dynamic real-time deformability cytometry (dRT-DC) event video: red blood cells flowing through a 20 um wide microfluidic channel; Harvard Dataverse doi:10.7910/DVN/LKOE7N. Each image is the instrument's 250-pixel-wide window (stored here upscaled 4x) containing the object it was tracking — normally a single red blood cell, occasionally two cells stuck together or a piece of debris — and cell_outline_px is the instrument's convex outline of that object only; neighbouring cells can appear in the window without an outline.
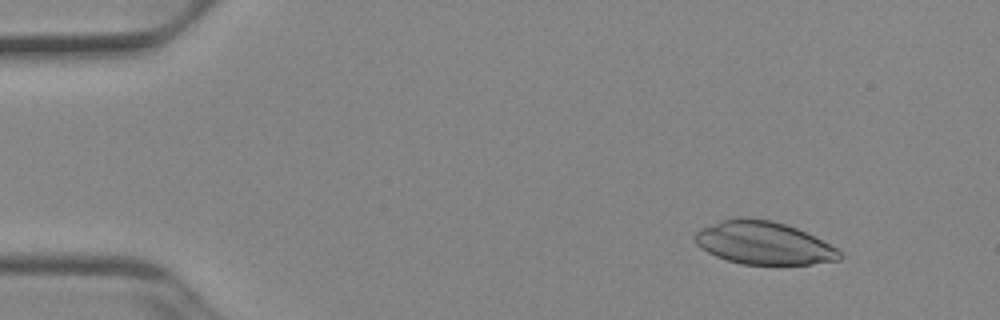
{"species": "Egyptian fruit bat (a non-hibernating species)", "species_latin": "Rousettus aegyptiacus", "temperature_condition": "cold", "stored_images_in_passage": 52, "camera_frame_rate_fps": 3000, "um_per_image_px": 0.085, "animal": {"sex": "female"}, "frame": {"image": 1, "passage_image": 6, "time_ms": 1.667, "image_size_px": [1000, 320], "cell_outline_px": [[844, 256], [840, 260], [812, 264], [740, 264], [716, 256], [708, 252], [696, 244], [692, 236], [700, 228], [720, 220], [736, 216], [748, 216], [772, 220], [796, 228], [836, 248]], "centroid_in_image_um": [64.85, 20.63], "position_along_channel_um": 20.2, "area_um2": 36.3}}